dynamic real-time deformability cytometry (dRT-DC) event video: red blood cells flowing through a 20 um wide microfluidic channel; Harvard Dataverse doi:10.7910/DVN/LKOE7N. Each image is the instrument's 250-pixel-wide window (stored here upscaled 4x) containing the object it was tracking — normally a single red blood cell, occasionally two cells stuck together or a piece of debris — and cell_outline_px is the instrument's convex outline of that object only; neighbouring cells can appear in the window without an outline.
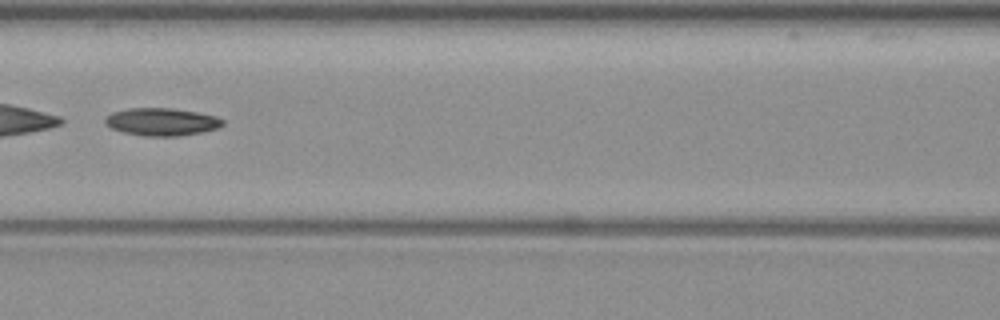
{"species": "common noctule bat (a hibernating species)", "species_latin": "Nyctalus noctula", "temperature_condition": "warm", "stored_images_in_passage": 21, "camera_frame_rate_fps": 3000, "um_per_image_px": 0.085, "animal": {"sex": "female", "body_mass_g": 19.3, "forearm_length_mm": 54.1}, "frame": {"image": 1, "passage_image": 10, "time_ms": 3.0, "image_size_px": [1000, 320], "cell_outline_px": [[224, 124], [216, 128], [204, 132], [180, 136], [140, 136], [124, 132], [112, 128], [104, 124], [104, 120], [112, 112], [128, 108], [172, 108], [196, 112], [216, 116], [224, 120]], "centroid_in_image_um": [13.74, 10.36], "position_along_channel_um": 152.9, "area_um2": 19.02}}